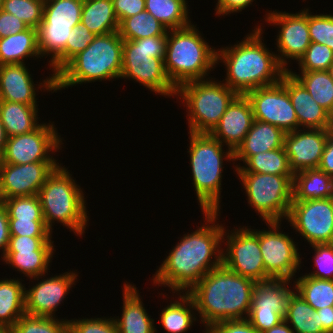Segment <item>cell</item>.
<instances>
[{
    "label": "cell",
    "instance_id": "6da1fadb",
    "mask_svg": "<svg viewBox=\"0 0 333 333\" xmlns=\"http://www.w3.org/2000/svg\"><path fill=\"white\" fill-rule=\"evenodd\" d=\"M218 213H202L205 223L184 234L172 247L153 274L154 285L169 287L173 293H188L209 271L222 265L224 226L217 222Z\"/></svg>",
    "mask_w": 333,
    "mask_h": 333
},
{
    "label": "cell",
    "instance_id": "7a4b0ae2",
    "mask_svg": "<svg viewBox=\"0 0 333 333\" xmlns=\"http://www.w3.org/2000/svg\"><path fill=\"white\" fill-rule=\"evenodd\" d=\"M255 283L223 264L203 276L188 294L194 300L204 330L217 322L247 319Z\"/></svg>",
    "mask_w": 333,
    "mask_h": 333
},
{
    "label": "cell",
    "instance_id": "3957f363",
    "mask_svg": "<svg viewBox=\"0 0 333 333\" xmlns=\"http://www.w3.org/2000/svg\"><path fill=\"white\" fill-rule=\"evenodd\" d=\"M260 24L244 40L217 49V64L222 62L226 66V77L222 82L225 81L239 95L278 83L286 72L279 64L277 54L262 42L264 28Z\"/></svg>",
    "mask_w": 333,
    "mask_h": 333
},
{
    "label": "cell",
    "instance_id": "277c9868",
    "mask_svg": "<svg viewBox=\"0 0 333 333\" xmlns=\"http://www.w3.org/2000/svg\"><path fill=\"white\" fill-rule=\"evenodd\" d=\"M123 44L118 31L96 36L55 75V92L76 84L120 78Z\"/></svg>",
    "mask_w": 333,
    "mask_h": 333
},
{
    "label": "cell",
    "instance_id": "5b68a950",
    "mask_svg": "<svg viewBox=\"0 0 333 333\" xmlns=\"http://www.w3.org/2000/svg\"><path fill=\"white\" fill-rule=\"evenodd\" d=\"M202 36L192 23L168 30L164 68L176 88L189 81L207 78L211 69L213 71L217 66V50Z\"/></svg>",
    "mask_w": 333,
    "mask_h": 333
},
{
    "label": "cell",
    "instance_id": "8992f818",
    "mask_svg": "<svg viewBox=\"0 0 333 333\" xmlns=\"http://www.w3.org/2000/svg\"><path fill=\"white\" fill-rule=\"evenodd\" d=\"M190 145L188 153L195 189L202 212H219L223 162L234 161V151L224 145L210 133L188 132ZM226 151V152H225ZM224 160V161H223Z\"/></svg>",
    "mask_w": 333,
    "mask_h": 333
},
{
    "label": "cell",
    "instance_id": "52a82bcc",
    "mask_svg": "<svg viewBox=\"0 0 333 333\" xmlns=\"http://www.w3.org/2000/svg\"><path fill=\"white\" fill-rule=\"evenodd\" d=\"M60 164L48 176L39 190L38 197L41 203L47 229L52 233V226L62 224L76 236L85 233L89 222L84 192L77 185L65 165ZM88 215V216H87ZM54 223V225H53Z\"/></svg>",
    "mask_w": 333,
    "mask_h": 333
},
{
    "label": "cell",
    "instance_id": "ba28073f",
    "mask_svg": "<svg viewBox=\"0 0 333 333\" xmlns=\"http://www.w3.org/2000/svg\"><path fill=\"white\" fill-rule=\"evenodd\" d=\"M167 36L124 41L121 79L134 80L167 97H176L177 88L172 84L164 68Z\"/></svg>",
    "mask_w": 333,
    "mask_h": 333
},
{
    "label": "cell",
    "instance_id": "9c48e42d",
    "mask_svg": "<svg viewBox=\"0 0 333 333\" xmlns=\"http://www.w3.org/2000/svg\"><path fill=\"white\" fill-rule=\"evenodd\" d=\"M208 78L189 81L177 88L176 97L188 110L187 123L189 132L192 133H211L238 95L224 82Z\"/></svg>",
    "mask_w": 333,
    "mask_h": 333
},
{
    "label": "cell",
    "instance_id": "30bf717a",
    "mask_svg": "<svg viewBox=\"0 0 333 333\" xmlns=\"http://www.w3.org/2000/svg\"><path fill=\"white\" fill-rule=\"evenodd\" d=\"M248 204L264 222L287 219L293 201L294 175L237 172Z\"/></svg>",
    "mask_w": 333,
    "mask_h": 333
},
{
    "label": "cell",
    "instance_id": "8fae6325",
    "mask_svg": "<svg viewBox=\"0 0 333 333\" xmlns=\"http://www.w3.org/2000/svg\"><path fill=\"white\" fill-rule=\"evenodd\" d=\"M83 1L45 0L37 38L41 57L51 56L49 65L65 50L70 33L80 24Z\"/></svg>",
    "mask_w": 333,
    "mask_h": 333
},
{
    "label": "cell",
    "instance_id": "7c38bea8",
    "mask_svg": "<svg viewBox=\"0 0 333 333\" xmlns=\"http://www.w3.org/2000/svg\"><path fill=\"white\" fill-rule=\"evenodd\" d=\"M248 227H234L231 231L224 227L223 242L227 240V243L223 244L227 248L222 249V264L232 272L255 282L267 281L259 246V230Z\"/></svg>",
    "mask_w": 333,
    "mask_h": 333
},
{
    "label": "cell",
    "instance_id": "4fadbf2b",
    "mask_svg": "<svg viewBox=\"0 0 333 333\" xmlns=\"http://www.w3.org/2000/svg\"><path fill=\"white\" fill-rule=\"evenodd\" d=\"M269 230L259 229V246L267 280L296 278L297 270L301 269V260L294 238L283 233L281 221L265 222Z\"/></svg>",
    "mask_w": 333,
    "mask_h": 333
},
{
    "label": "cell",
    "instance_id": "5bb4252c",
    "mask_svg": "<svg viewBox=\"0 0 333 333\" xmlns=\"http://www.w3.org/2000/svg\"><path fill=\"white\" fill-rule=\"evenodd\" d=\"M50 123L51 121L43 122L34 131L8 137L0 163L20 165L39 161H57L51 155L61 150V145L64 143L54 122Z\"/></svg>",
    "mask_w": 333,
    "mask_h": 333
},
{
    "label": "cell",
    "instance_id": "9a60e30c",
    "mask_svg": "<svg viewBox=\"0 0 333 333\" xmlns=\"http://www.w3.org/2000/svg\"><path fill=\"white\" fill-rule=\"evenodd\" d=\"M309 245L333 243V199L292 201L286 219Z\"/></svg>",
    "mask_w": 333,
    "mask_h": 333
},
{
    "label": "cell",
    "instance_id": "2e32d148",
    "mask_svg": "<svg viewBox=\"0 0 333 333\" xmlns=\"http://www.w3.org/2000/svg\"><path fill=\"white\" fill-rule=\"evenodd\" d=\"M264 20L268 25H277L280 29L276 37L277 60L279 64L289 71V60L299 59L304 55L311 43L308 27V8L298 13H286V11H267ZM280 53V54H279ZM288 59V61H287ZM288 67V68H287Z\"/></svg>",
    "mask_w": 333,
    "mask_h": 333
},
{
    "label": "cell",
    "instance_id": "e0dca14e",
    "mask_svg": "<svg viewBox=\"0 0 333 333\" xmlns=\"http://www.w3.org/2000/svg\"><path fill=\"white\" fill-rule=\"evenodd\" d=\"M245 95L251 103L255 120L275 125L285 133L298 129L295 109L281 81L256 88Z\"/></svg>",
    "mask_w": 333,
    "mask_h": 333
},
{
    "label": "cell",
    "instance_id": "ac0fdd59",
    "mask_svg": "<svg viewBox=\"0 0 333 333\" xmlns=\"http://www.w3.org/2000/svg\"><path fill=\"white\" fill-rule=\"evenodd\" d=\"M51 239L52 237L10 236L2 260L29 279L48 275L49 263L56 251Z\"/></svg>",
    "mask_w": 333,
    "mask_h": 333
},
{
    "label": "cell",
    "instance_id": "d6986e66",
    "mask_svg": "<svg viewBox=\"0 0 333 333\" xmlns=\"http://www.w3.org/2000/svg\"><path fill=\"white\" fill-rule=\"evenodd\" d=\"M31 278L30 280H42L31 288H25V314L29 316L56 318L55 312L63 303L70 288L77 282V272L68 271L52 277ZM43 277V279H42ZM46 278V279H44ZM28 289V290H27Z\"/></svg>",
    "mask_w": 333,
    "mask_h": 333
},
{
    "label": "cell",
    "instance_id": "ffe728a7",
    "mask_svg": "<svg viewBox=\"0 0 333 333\" xmlns=\"http://www.w3.org/2000/svg\"><path fill=\"white\" fill-rule=\"evenodd\" d=\"M59 165L57 161L20 165L0 163V199L38 195L48 176Z\"/></svg>",
    "mask_w": 333,
    "mask_h": 333
},
{
    "label": "cell",
    "instance_id": "44dd1931",
    "mask_svg": "<svg viewBox=\"0 0 333 333\" xmlns=\"http://www.w3.org/2000/svg\"><path fill=\"white\" fill-rule=\"evenodd\" d=\"M332 129H297L285 134L284 150L293 174L317 169Z\"/></svg>",
    "mask_w": 333,
    "mask_h": 333
},
{
    "label": "cell",
    "instance_id": "7402d4cb",
    "mask_svg": "<svg viewBox=\"0 0 333 333\" xmlns=\"http://www.w3.org/2000/svg\"><path fill=\"white\" fill-rule=\"evenodd\" d=\"M28 70L26 63L0 65V100L38 105L36 92L39 88L40 91L55 92L54 74H49V77L42 81L43 83L34 84L30 70ZM37 85L39 87L36 88Z\"/></svg>",
    "mask_w": 333,
    "mask_h": 333
},
{
    "label": "cell",
    "instance_id": "603a6c76",
    "mask_svg": "<svg viewBox=\"0 0 333 333\" xmlns=\"http://www.w3.org/2000/svg\"><path fill=\"white\" fill-rule=\"evenodd\" d=\"M280 81L286 87L295 109L298 129H333V117L316 103L305 87L289 71L282 75Z\"/></svg>",
    "mask_w": 333,
    "mask_h": 333
},
{
    "label": "cell",
    "instance_id": "cb8c5ba5",
    "mask_svg": "<svg viewBox=\"0 0 333 333\" xmlns=\"http://www.w3.org/2000/svg\"><path fill=\"white\" fill-rule=\"evenodd\" d=\"M254 121L251 103L246 95H237L210 133L233 151L243 142Z\"/></svg>",
    "mask_w": 333,
    "mask_h": 333
},
{
    "label": "cell",
    "instance_id": "d4e9b609",
    "mask_svg": "<svg viewBox=\"0 0 333 333\" xmlns=\"http://www.w3.org/2000/svg\"><path fill=\"white\" fill-rule=\"evenodd\" d=\"M136 289L134 284L124 282L123 311L120 318L119 316L113 317L118 327V333H157L154 319L146 312L139 290Z\"/></svg>",
    "mask_w": 333,
    "mask_h": 333
},
{
    "label": "cell",
    "instance_id": "484cf974",
    "mask_svg": "<svg viewBox=\"0 0 333 333\" xmlns=\"http://www.w3.org/2000/svg\"><path fill=\"white\" fill-rule=\"evenodd\" d=\"M285 132L270 123L253 121L251 129L245 136L243 142L234 151V161H243L260 152L282 148Z\"/></svg>",
    "mask_w": 333,
    "mask_h": 333
},
{
    "label": "cell",
    "instance_id": "4316f807",
    "mask_svg": "<svg viewBox=\"0 0 333 333\" xmlns=\"http://www.w3.org/2000/svg\"><path fill=\"white\" fill-rule=\"evenodd\" d=\"M291 283L287 279L256 282L250 310H274L284 319L290 299L296 292L295 285L294 288L289 286Z\"/></svg>",
    "mask_w": 333,
    "mask_h": 333
},
{
    "label": "cell",
    "instance_id": "83f0119b",
    "mask_svg": "<svg viewBox=\"0 0 333 333\" xmlns=\"http://www.w3.org/2000/svg\"><path fill=\"white\" fill-rule=\"evenodd\" d=\"M38 105L0 100V118L7 137L34 131L39 124Z\"/></svg>",
    "mask_w": 333,
    "mask_h": 333
},
{
    "label": "cell",
    "instance_id": "f1b7e54d",
    "mask_svg": "<svg viewBox=\"0 0 333 333\" xmlns=\"http://www.w3.org/2000/svg\"><path fill=\"white\" fill-rule=\"evenodd\" d=\"M38 48L37 29H28L0 38V65L3 64H24L25 59L40 57Z\"/></svg>",
    "mask_w": 333,
    "mask_h": 333
},
{
    "label": "cell",
    "instance_id": "f546056e",
    "mask_svg": "<svg viewBox=\"0 0 333 333\" xmlns=\"http://www.w3.org/2000/svg\"><path fill=\"white\" fill-rule=\"evenodd\" d=\"M333 178L317 169H306L294 174L293 201L332 198Z\"/></svg>",
    "mask_w": 333,
    "mask_h": 333
},
{
    "label": "cell",
    "instance_id": "4dcf8cb0",
    "mask_svg": "<svg viewBox=\"0 0 333 333\" xmlns=\"http://www.w3.org/2000/svg\"><path fill=\"white\" fill-rule=\"evenodd\" d=\"M21 279H0V328L12 329L25 315V284Z\"/></svg>",
    "mask_w": 333,
    "mask_h": 333
},
{
    "label": "cell",
    "instance_id": "1f68e13d",
    "mask_svg": "<svg viewBox=\"0 0 333 333\" xmlns=\"http://www.w3.org/2000/svg\"><path fill=\"white\" fill-rule=\"evenodd\" d=\"M178 299L162 308L160 323L167 333H186L191 329L194 321H198L193 298L188 293H176ZM194 310V311H193Z\"/></svg>",
    "mask_w": 333,
    "mask_h": 333
},
{
    "label": "cell",
    "instance_id": "d6a6232c",
    "mask_svg": "<svg viewBox=\"0 0 333 333\" xmlns=\"http://www.w3.org/2000/svg\"><path fill=\"white\" fill-rule=\"evenodd\" d=\"M80 24L96 36L118 31L119 21L112 0H84Z\"/></svg>",
    "mask_w": 333,
    "mask_h": 333
},
{
    "label": "cell",
    "instance_id": "836d02e7",
    "mask_svg": "<svg viewBox=\"0 0 333 333\" xmlns=\"http://www.w3.org/2000/svg\"><path fill=\"white\" fill-rule=\"evenodd\" d=\"M186 0H145V10L167 30L184 28L191 24Z\"/></svg>",
    "mask_w": 333,
    "mask_h": 333
},
{
    "label": "cell",
    "instance_id": "e575fe53",
    "mask_svg": "<svg viewBox=\"0 0 333 333\" xmlns=\"http://www.w3.org/2000/svg\"><path fill=\"white\" fill-rule=\"evenodd\" d=\"M284 320L295 333H324L318 312L297 292L290 299Z\"/></svg>",
    "mask_w": 333,
    "mask_h": 333
},
{
    "label": "cell",
    "instance_id": "d590c367",
    "mask_svg": "<svg viewBox=\"0 0 333 333\" xmlns=\"http://www.w3.org/2000/svg\"><path fill=\"white\" fill-rule=\"evenodd\" d=\"M234 165L235 172L266 173L273 175H294L290 170L284 147L250 156L244 166Z\"/></svg>",
    "mask_w": 333,
    "mask_h": 333
},
{
    "label": "cell",
    "instance_id": "8d00e7d4",
    "mask_svg": "<svg viewBox=\"0 0 333 333\" xmlns=\"http://www.w3.org/2000/svg\"><path fill=\"white\" fill-rule=\"evenodd\" d=\"M289 72L305 87L312 98L333 117V79L328 71Z\"/></svg>",
    "mask_w": 333,
    "mask_h": 333
},
{
    "label": "cell",
    "instance_id": "74e56055",
    "mask_svg": "<svg viewBox=\"0 0 333 333\" xmlns=\"http://www.w3.org/2000/svg\"><path fill=\"white\" fill-rule=\"evenodd\" d=\"M124 41L167 36L168 30L146 10L137 15L123 19L118 29Z\"/></svg>",
    "mask_w": 333,
    "mask_h": 333
},
{
    "label": "cell",
    "instance_id": "f35d334b",
    "mask_svg": "<svg viewBox=\"0 0 333 333\" xmlns=\"http://www.w3.org/2000/svg\"><path fill=\"white\" fill-rule=\"evenodd\" d=\"M293 282L296 292L314 310L333 306V280L318 279L305 274L293 279Z\"/></svg>",
    "mask_w": 333,
    "mask_h": 333
},
{
    "label": "cell",
    "instance_id": "ab89813d",
    "mask_svg": "<svg viewBox=\"0 0 333 333\" xmlns=\"http://www.w3.org/2000/svg\"><path fill=\"white\" fill-rule=\"evenodd\" d=\"M96 35L89 31L86 26H75L67 40L65 50L49 65L54 76L79 52L84 51L94 40Z\"/></svg>",
    "mask_w": 333,
    "mask_h": 333
},
{
    "label": "cell",
    "instance_id": "60d3db41",
    "mask_svg": "<svg viewBox=\"0 0 333 333\" xmlns=\"http://www.w3.org/2000/svg\"><path fill=\"white\" fill-rule=\"evenodd\" d=\"M6 208L9 219L44 220L38 195L0 199Z\"/></svg>",
    "mask_w": 333,
    "mask_h": 333
},
{
    "label": "cell",
    "instance_id": "b9f144b4",
    "mask_svg": "<svg viewBox=\"0 0 333 333\" xmlns=\"http://www.w3.org/2000/svg\"><path fill=\"white\" fill-rule=\"evenodd\" d=\"M45 0H3L2 10L37 29L43 20Z\"/></svg>",
    "mask_w": 333,
    "mask_h": 333
},
{
    "label": "cell",
    "instance_id": "7bdbcfd3",
    "mask_svg": "<svg viewBox=\"0 0 333 333\" xmlns=\"http://www.w3.org/2000/svg\"><path fill=\"white\" fill-rule=\"evenodd\" d=\"M333 64V50L325 44L311 42L299 59L300 71H328Z\"/></svg>",
    "mask_w": 333,
    "mask_h": 333
},
{
    "label": "cell",
    "instance_id": "ee69618b",
    "mask_svg": "<svg viewBox=\"0 0 333 333\" xmlns=\"http://www.w3.org/2000/svg\"><path fill=\"white\" fill-rule=\"evenodd\" d=\"M311 42L325 44L333 50V14H312L308 9Z\"/></svg>",
    "mask_w": 333,
    "mask_h": 333
},
{
    "label": "cell",
    "instance_id": "f6af8a7d",
    "mask_svg": "<svg viewBox=\"0 0 333 333\" xmlns=\"http://www.w3.org/2000/svg\"><path fill=\"white\" fill-rule=\"evenodd\" d=\"M314 250L315 270L306 275L318 279L333 280V243L311 245Z\"/></svg>",
    "mask_w": 333,
    "mask_h": 333
},
{
    "label": "cell",
    "instance_id": "bcb514c9",
    "mask_svg": "<svg viewBox=\"0 0 333 333\" xmlns=\"http://www.w3.org/2000/svg\"><path fill=\"white\" fill-rule=\"evenodd\" d=\"M72 333H118L114 318L95 317L68 320Z\"/></svg>",
    "mask_w": 333,
    "mask_h": 333
},
{
    "label": "cell",
    "instance_id": "7dc6e473",
    "mask_svg": "<svg viewBox=\"0 0 333 333\" xmlns=\"http://www.w3.org/2000/svg\"><path fill=\"white\" fill-rule=\"evenodd\" d=\"M10 236L52 237L45 220L9 219Z\"/></svg>",
    "mask_w": 333,
    "mask_h": 333
},
{
    "label": "cell",
    "instance_id": "c3c4849f",
    "mask_svg": "<svg viewBox=\"0 0 333 333\" xmlns=\"http://www.w3.org/2000/svg\"><path fill=\"white\" fill-rule=\"evenodd\" d=\"M247 320L262 333L284 319L274 310H250Z\"/></svg>",
    "mask_w": 333,
    "mask_h": 333
},
{
    "label": "cell",
    "instance_id": "681fc988",
    "mask_svg": "<svg viewBox=\"0 0 333 333\" xmlns=\"http://www.w3.org/2000/svg\"><path fill=\"white\" fill-rule=\"evenodd\" d=\"M203 333H260L247 319L214 323Z\"/></svg>",
    "mask_w": 333,
    "mask_h": 333
},
{
    "label": "cell",
    "instance_id": "f907efd6",
    "mask_svg": "<svg viewBox=\"0 0 333 333\" xmlns=\"http://www.w3.org/2000/svg\"><path fill=\"white\" fill-rule=\"evenodd\" d=\"M112 3L119 23L145 10V0H112Z\"/></svg>",
    "mask_w": 333,
    "mask_h": 333
},
{
    "label": "cell",
    "instance_id": "816d5d0a",
    "mask_svg": "<svg viewBox=\"0 0 333 333\" xmlns=\"http://www.w3.org/2000/svg\"><path fill=\"white\" fill-rule=\"evenodd\" d=\"M29 27L11 13L0 11V38L20 33Z\"/></svg>",
    "mask_w": 333,
    "mask_h": 333
},
{
    "label": "cell",
    "instance_id": "f5cc1de1",
    "mask_svg": "<svg viewBox=\"0 0 333 333\" xmlns=\"http://www.w3.org/2000/svg\"><path fill=\"white\" fill-rule=\"evenodd\" d=\"M255 0H217L215 7L216 16L230 15L232 13H238L248 6L252 5Z\"/></svg>",
    "mask_w": 333,
    "mask_h": 333
},
{
    "label": "cell",
    "instance_id": "db71d44e",
    "mask_svg": "<svg viewBox=\"0 0 333 333\" xmlns=\"http://www.w3.org/2000/svg\"><path fill=\"white\" fill-rule=\"evenodd\" d=\"M318 169L333 178V129L328 135Z\"/></svg>",
    "mask_w": 333,
    "mask_h": 333
},
{
    "label": "cell",
    "instance_id": "11a10c76",
    "mask_svg": "<svg viewBox=\"0 0 333 333\" xmlns=\"http://www.w3.org/2000/svg\"><path fill=\"white\" fill-rule=\"evenodd\" d=\"M10 239V232H9V217L6 208L0 202V250L1 258L4 257Z\"/></svg>",
    "mask_w": 333,
    "mask_h": 333
},
{
    "label": "cell",
    "instance_id": "9f6ffc18",
    "mask_svg": "<svg viewBox=\"0 0 333 333\" xmlns=\"http://www.w3.org/2000/svg\"><path fill=\"white\" fill-rule=\"evenodd\" d=\"M13 333H39V317L23 315L12 328Z\"/></svg>",
    "mask_w": 333,
    "mask_h": 333
},
{
    "label": "cell",
    "instance_id": "6f0895ef",
    "mask_svg": "<svg viewBox=\"0 0 333 333\" xmlns=\"http://www.w3.org/2000/svg\"><path fill=\"white\" fill-rule=\"evenodd\" d=\"M68 324V319L39 317V333H59Z\"/></svg>",
    "mask_w": 333,
    "mask_h": 333
},
{
    "label": "cell",
    "instance_id": "680465c9",
    "mask_svg": "<svg viewBox=\"0 0 333 333\" xmlns=\"http://www.w3.org/2000/svg\"><path fill=\"white\" fill-rule=\"evenodd\" d=\"M316 311L318 312L320 323L323 325V332L333 333V306L323 307Z\"/></svg>",
    "mask_w": 333,
    "mask_h": 333
},
{
    "label": "cell",
    "instance_id": "91938a15",
    "mask_svg": "<svg viewBox=\"0 0 333 333\" xmlns=\"http://www.w3.org/2000/svg\"><path fill=\"white\" fill-rule=\"evenodd\" d=\"M262 333H295L290 325L285 321H281L278 325L265 330Z\"/></svg>",
    "mask_w": 333,
    "mask_h": 333
},
{
    "label": "cell",
    "instance_id": "94428289",
    "mask_svg": "<svg viewBox=\"0 0 333 333\" xmlns=\"http://www.w3.org/2000/svg\"><path fill=\"white\" fill-rule=\"evenodd\" d=\"M7 135L5 133V129L4 126L1 122V118H0V156L3 154L4 149H5V145L7 143Z\"/></svg>",
    "mask_w": 333,
    "mask_h": 333
},
{
    "label": "cell",
    "instance_id": "6125c7cd",
    "mask_svg": "<svg viewBox=\"0 0 333 333\" xmlns=\"http://www.w3.org/2000/svg\"><path fill=\"white\" fill-rule=\"evenodd\" d=\"M59 333H72L71 327L67 324Z\"/></svg>",
    "mask_w": 333,
    "mask_h": 333
},
{
    "label": "cell",
    "instance_id": "be15d7a7",
    "mask_svg": "<svg viewBox=\"0 0 333 333\" xmlns=\"http://www.w3.org/2000/svg\"><path fill=\"white\" fill-rule=\"evenodd\" d=\"M0 333H13V330L10 328H0Z\"/></svg>",
    "mask_w": 333,
    "mask_h": 333
},
{
    "label": "cell",
    "instance_id": "e7e4bbea",
    "mask_svg": "<svg viewBox=\"0 0 333 333\" xmlns=\"http://www.w3.org/2000/svg\"><path fill=\"white\" fill-rule=\"evenodd\" d=\"M328 72H329L331 78L333 79V64L329 67Z\"/></svg>",
    "mask_w": 333,
    "mask_h": 333
},
{
    "label": "cell",
    "instance_id": "03108f58",
    "mask_svg": "<svg viewBox=\"0 0 333 333\" xmlns=\"http://www.w3.org/2000/svg\"><path fill=\"white\" fill-rule=\"evenodd\" d=\"M3 0H0V11L2 10Z\"/></svg>",
    "mask_w": 333,
    "mask_h": 333
}]
</instances>
